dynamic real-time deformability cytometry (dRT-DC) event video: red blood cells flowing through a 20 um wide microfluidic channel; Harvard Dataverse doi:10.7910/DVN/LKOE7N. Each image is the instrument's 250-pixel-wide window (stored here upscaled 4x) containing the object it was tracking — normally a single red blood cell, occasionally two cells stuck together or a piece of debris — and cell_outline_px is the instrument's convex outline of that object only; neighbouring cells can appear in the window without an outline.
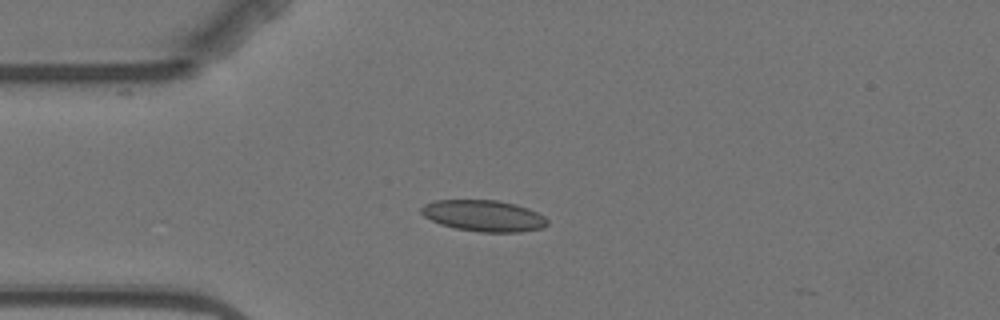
{"species": "Egyptian fruit bat (a non-hibernating species)", "species_latin": "Rousettus aegyptiacus", "temperature_condition": "warm", "stored_images_in_passage": 2, "camera_frame_rate_fps": 3000, "um_per_image_px": 0.085, "animal": {"sex": "female"}, "frame": {"image": 1, "passage_image": 1, "time_ms": 0.0, "image_size_px": [1000, 320], "cell_outline_px": [[548, 224], [544, 228], [520, 232], [480, 232], [456, 228], [440, 224], [424, 216], [420, 212], [420, 208], [424, 204], [436, 200], [496, 200], [516, 204], [528, 208], [544, 216], [548, 220]], "centroid_in_image_um": [41.13, 18.34], "position_along_channel_um": 43.9, "area_um2": 23.06}}